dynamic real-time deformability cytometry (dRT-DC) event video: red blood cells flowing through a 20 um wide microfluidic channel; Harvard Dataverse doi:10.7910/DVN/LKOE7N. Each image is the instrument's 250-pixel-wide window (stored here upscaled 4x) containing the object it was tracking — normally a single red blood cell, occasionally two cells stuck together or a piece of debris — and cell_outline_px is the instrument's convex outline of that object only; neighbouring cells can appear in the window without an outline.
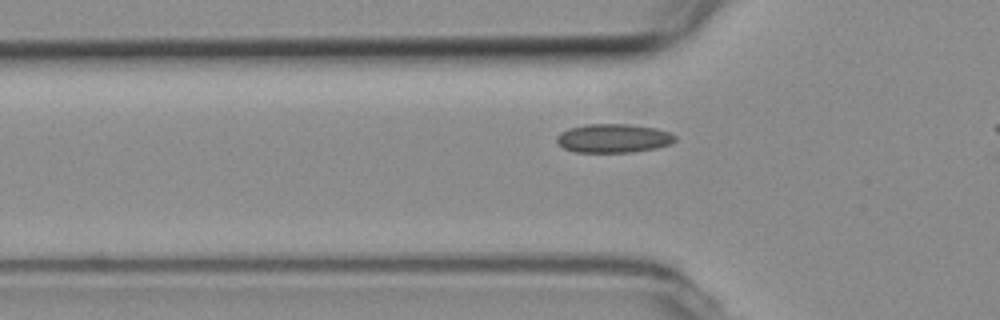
{"species": "common noctule bat (a hibernating species)", "species_latin": "Nyctalus noctula", "temperature_condition": "room temperature", "stored_images_in_passage": 32, "camera_frame_rate_fps": 3000, "um_per_image_px": 0.085, "animal": {"sex": "female", "body_mass_g": 19.3, "forearm_length_mm": 54.1}, "frame": {"image": 1, "passage_image": 5, "time_ms": 1.333, "image_size_px": [1000, 320], "cell_outline_px": [[676, 140], [668, 144], [656, 148], [632, 152], [576, 152], [564, 148], [556, 140], [556, 136], [560, 132], [568, 128], [584, 124], [628, 124], [656, 128], [668, 132], [676, 136]], "centroid_in_image_um": [52.11, 11.74], "position_along_channel_um": 73.7, "area_um2": 19.83}}
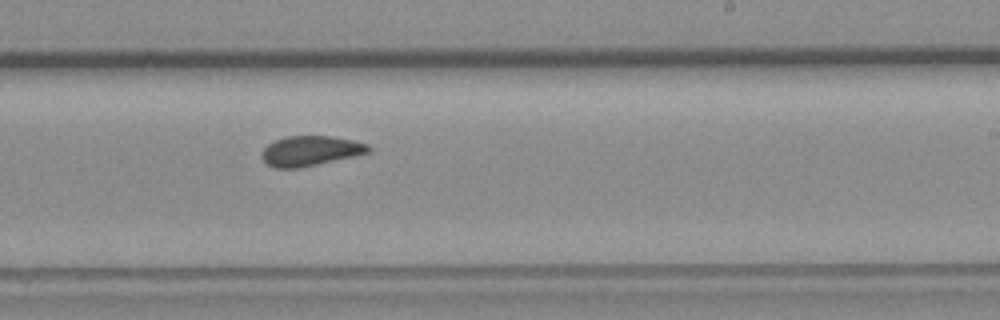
{"frame": {"image": 2, "passage_image": 20, "time_ms": 6.333, "image_size_px": [1000, 320], "cell_outline_px": [[372, 148], [368, 152], [352, 156], [300, 168], [276, 168], [268, 164], [260, 156], [264, 148], [268, 144], [284, 136], [328, 136], [352, 140], [368, 144]], "centroid_in_image_um": [26.35, 12.82], "position_along_channel_um": 262.6, "area_um2": 18.38}}
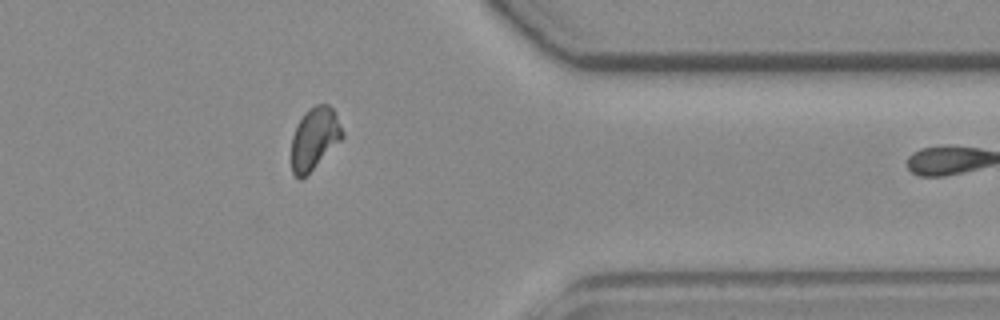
{"frame": {"image": 3, "passage_image": 31, "time_ms": 10.0, "image_size_px": [1000, 320], "cell_outline_px": [[344, 136], [300, 180], [292, 172], [292, 136], [296, 124], [304, 112], [308, 108], [316, 104], [328, 104], [332, 108], [344, 132]], "centroid_in_image_um": [26.71, 11.71], "position_along_channel_um": 384.7, "area_um2": 18.03}}